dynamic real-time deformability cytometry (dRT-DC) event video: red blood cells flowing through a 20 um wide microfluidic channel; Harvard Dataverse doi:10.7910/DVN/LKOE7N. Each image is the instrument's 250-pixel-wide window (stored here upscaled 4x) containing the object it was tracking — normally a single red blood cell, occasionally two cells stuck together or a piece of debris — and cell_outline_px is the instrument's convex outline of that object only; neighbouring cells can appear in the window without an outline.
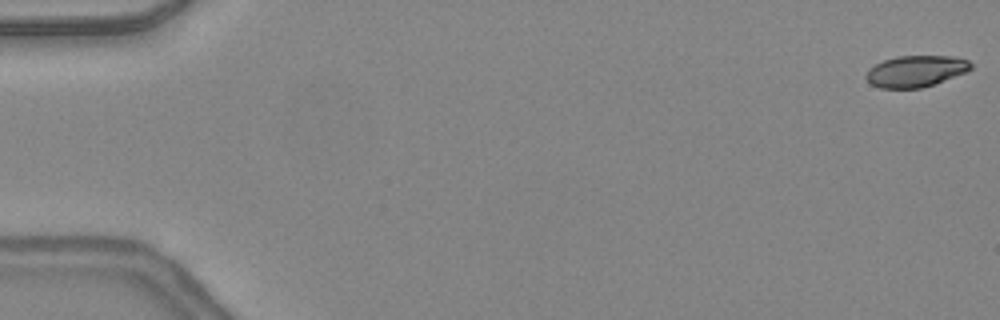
{"species": "common noctule bat (a hibernating species)", "species_latin": "Nyctalus noctula", "temperature_condition": "warm", "stored_images_in_passage": 10, "camera_frame_rate_fps": 3000, "um_per_image_px": 0.085, "animal": {"sex": "female", "body_mass_g": 24.6, "forearm_length_mm": 56.2}, "frame": {"image": 1, "passage_image": 1, "time_ms": 0.0, "image_size_px": [1000, 320], "cell_outline_px": [[972, 68], [968, 72], [920, 88], [880, 88], [872, 84], [864, 76], [868, 68], [884, 60], [896, 56], [952, 56], [968, 60], [972, 64]], "centroid_in_image_um": [77.84, 6.04], "position_along_channel_um": 7.2, "area_um2": 19.13}}